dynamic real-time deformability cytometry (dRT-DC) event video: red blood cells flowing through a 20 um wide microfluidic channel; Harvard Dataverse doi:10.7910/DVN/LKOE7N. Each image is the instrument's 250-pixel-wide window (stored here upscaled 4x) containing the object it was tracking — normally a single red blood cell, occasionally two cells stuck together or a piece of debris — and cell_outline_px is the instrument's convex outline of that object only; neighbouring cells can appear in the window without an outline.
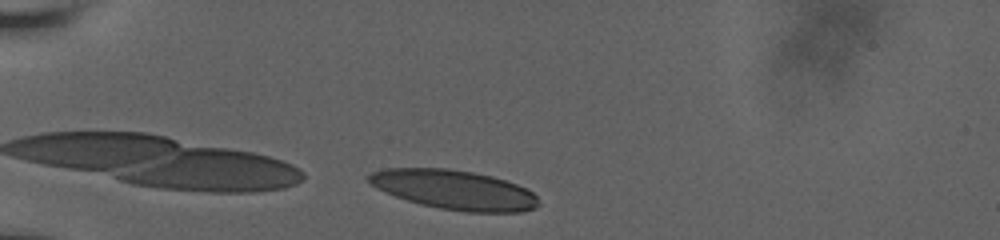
{"species": "human", "species_latin": "Homo sapiens", "temperature_condition": "room temperature", "stored_images_in_passage": 33, "camera_frame_rate_fps": 3000, "um_per_image_px": 0.085, "donor": {"sex": "male"}, "frame": {"image": 1, "passage_image": 1, "time_ms": 0.0, "image_size_px": [1000, 240], "cell_outline_px": [[540, 204], [536, 208], [520, 212], [468, 212], [440, 208], [420, 204], [396, 196], [376, 188], [368, 180], [368, 176], [372, 172], [384, 168], [448, 168], [472, 172], [492, 176], [516, 184], [532, 192], [536, 196]], "centroid_in_image_um": [38.62, 16.13], "position_along_channel_um": 46.4, "area_um2": 38.78}}
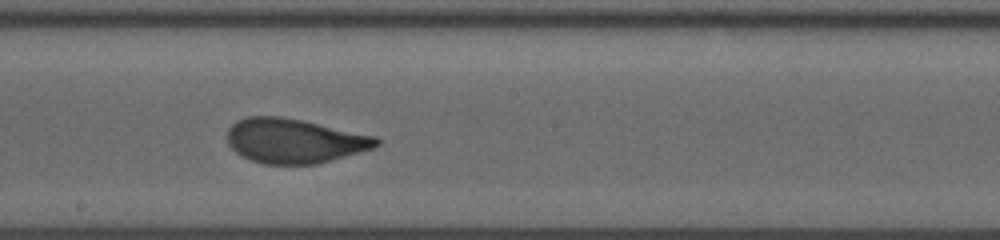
{"frame": {"image": 2, "passage_image": 18, "time_ms": 5.667, "image_size_px": [1000, 240], "cell_outline_px": [[380, 144], [372, 148], [316, 164], [264, 164], [248, 160], [240, 156], [228, 144], [228, 128], [236, 120], [248, 116], [280, 116], [300, 120], [372, 136], [380, 140]], "centroid_in_image_um": [24.93, 11.98], "position_along_channel_um": 223.3, "area_um2": 38.21}}
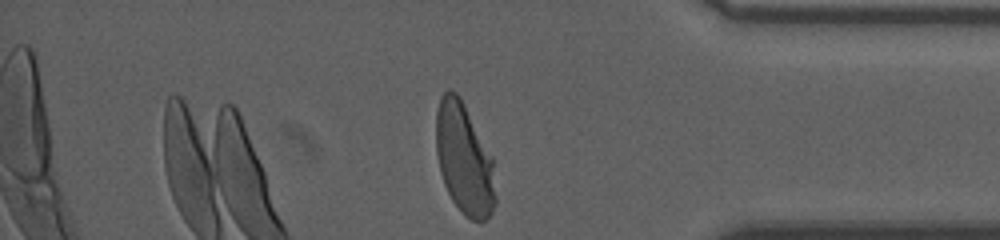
{"frame": {"image": 3, "passage_image": 33, "time_ms": 10.667, "image_size_px": [1000, 240], "cell_outline_px": [[496, 204], [492, 212], [484, 220], [472, 220], [464, 216], [460, 212], [452, 200], [444, 184], [440, 172], [436, 152], [436, 112], [440, 96], [448, 88], [452, 88], [460, 96], [492, 156], [496, 196]], "centroid_in_image_um": [39.44, 13.5], "position_along_channel_um": 395.8, "area_um2": 38.78}, "authors_computed_cell_mechanics": {"area_um2": 38.7838, "velocity_mm_per_s": 3.7922, "shape_relaxation_time_tau1_ms": 4.3409, "shape_relaxation_time_tau2_ms": null, "deformation_change_tau1": 0.1828, "deformation_change_tau2": null}}